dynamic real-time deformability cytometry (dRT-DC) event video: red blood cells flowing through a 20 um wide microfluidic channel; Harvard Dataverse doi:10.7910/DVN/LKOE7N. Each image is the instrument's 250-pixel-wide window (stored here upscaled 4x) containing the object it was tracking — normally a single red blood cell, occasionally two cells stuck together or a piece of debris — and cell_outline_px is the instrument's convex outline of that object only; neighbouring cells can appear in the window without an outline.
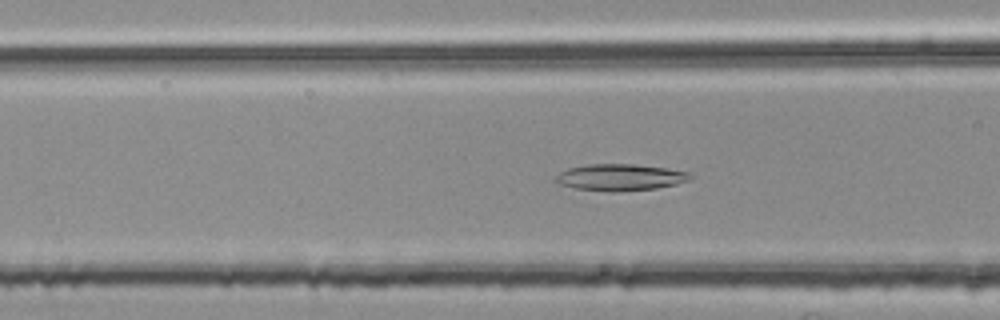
{"species": "common noctule bat (a hibernating species)", "species_latin": "Nyctalus noctula", "temperature_condition": "room temperature", "stored_images_in_passage": 42, "camera_frame_rate_fps": 3000, "um_per_image_px": 0.085, "animal": {"sex": "female", "body_mass_g": 25.1}, "frame": {"image": 1, "passage_image": 10, "time_ms": 3.0, "image_size_px": [1000, 320], "cell_outline_px": [[696, 176], [688, 180], [676, 184], [656, 188], [616, 192], [608, 192], [576, 188], [560, 184], [552, 180], [560, 172], [568, 168], [584, 164], [632, 164], [668, 168], [692, 172]], "centroid_in_image_um": [52.74, 15.07], "position_along_channel_um": 113.9, "area_um2": 21.15}}
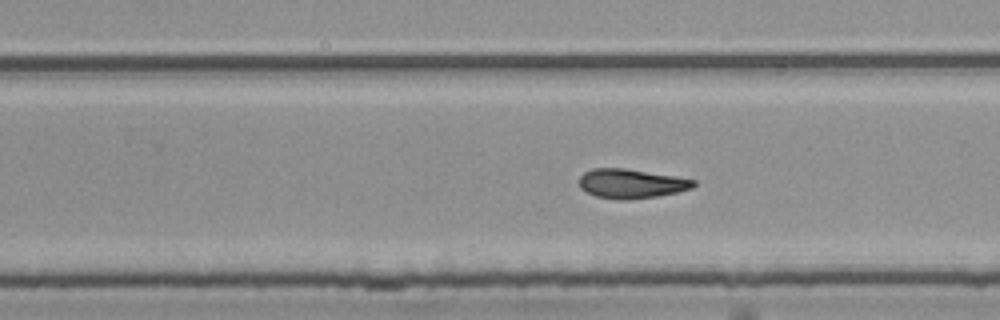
{"frame": {"image": 2, "passage_image": 23, "time_ms": 7.333, "image_size_px": [1000, 320], "cell_outline_px": [[696, 184], [692, 188], [676, 192], [656, 196], [628, 200], [620, 200], [596, 196], [580, 188], [580, 176], [584, 172], [592, 168], [624, 168], [676, 176], [696, 180]], "centroid_in_image_um": [53.66, 15.6], "position_along_channel_um": 276.1, "area_um2": 19.48}}
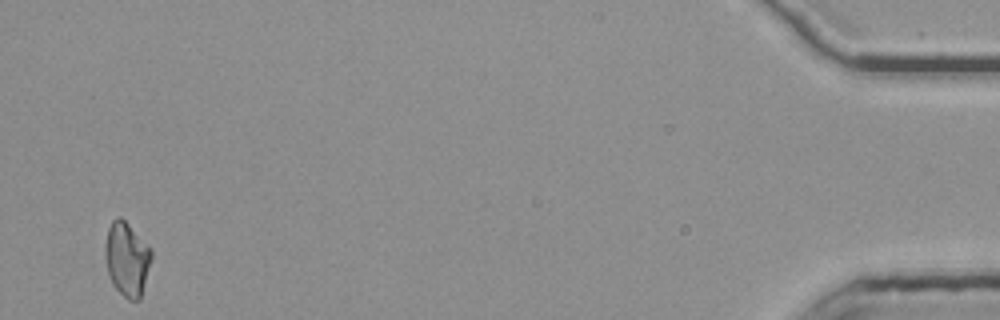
{"frame": {"image": 3, "passage_image": 42, "time_ms": 13.667, "image_size_px": [1000, 320], "cell_outline_px": [[152, 260], [140, 300], [128, 300], [112, 284], [108, 272], [104, 252], [104, 248], [108, 228], [112, 220], [116, 216], [120, 216], [128, 224], [152, 252]], "centroid_in_image_um": [10.77, 22.03], "position_along_channel_um": 424.4, "area_um2": 19.77}, "authors_computed_cell_mechanics": {"area_um2": 19.5075, "velocity_mm_per_s": 3.7583, "shape_relaxation_time_tau1_ms": null, "shape_relaxation_time_tau2_ms": 8.5405, "deformation_change_tau1": null, "deformation_change_tau2": 0.1791}}